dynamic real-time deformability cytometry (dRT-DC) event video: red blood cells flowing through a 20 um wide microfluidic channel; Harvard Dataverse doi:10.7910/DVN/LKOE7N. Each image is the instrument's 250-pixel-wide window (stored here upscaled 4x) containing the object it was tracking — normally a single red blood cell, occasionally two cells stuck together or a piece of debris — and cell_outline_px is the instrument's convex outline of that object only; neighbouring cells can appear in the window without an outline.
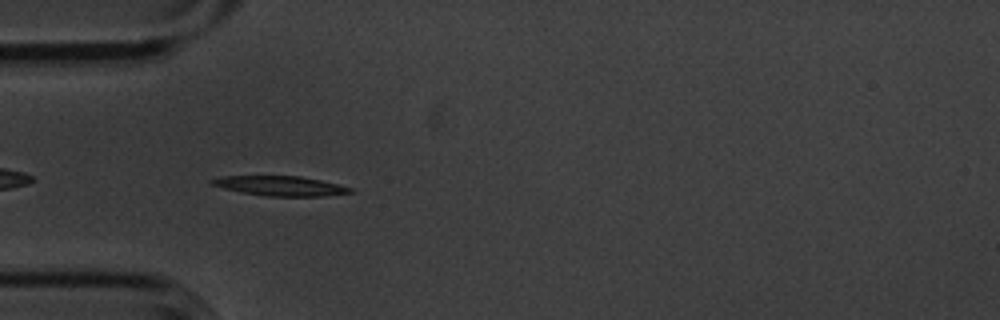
{"species": "common noctule bat (a hibernating species)", "species_latin": "Nyctalus noctula", "temperature_condition": "cold", "stored_images_in_passage": 5, "camera_frame_rate_fps": 3000, "um_per_image_px": 0.085, "animal": {"sex": "male", "body_mass_g": 20.1, "forearm_length_mm": 53.5}, "frame": {"image": 1, "passage_image": 5, "time_ms": 1.333, "image_size_px": [1000, 320], "cell_outline_px": [[352, 192], [324, 196], [268, 196], [240, 192], [224, 188], [212, 184], [208, 180], [220, 176], [300, 176], [320, 180], [352, 188]], "centroid_in_image_um": [23.78, 15.8], "position_along_channel_um": 61.2, "area_um2": 15.72}}